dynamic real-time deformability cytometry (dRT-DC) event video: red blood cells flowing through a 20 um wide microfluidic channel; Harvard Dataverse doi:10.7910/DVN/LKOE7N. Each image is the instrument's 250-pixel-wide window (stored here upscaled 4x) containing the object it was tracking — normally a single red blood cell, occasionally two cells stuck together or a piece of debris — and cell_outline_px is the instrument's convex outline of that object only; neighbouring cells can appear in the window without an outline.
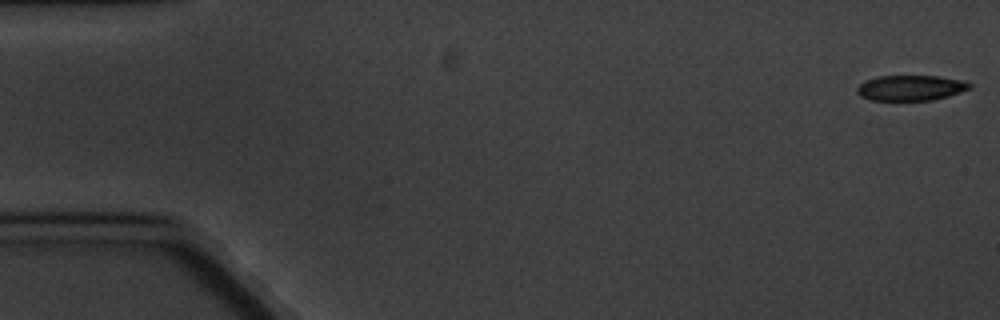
{"species": "common noctule bat (a hibernating species)", "species_latin": "Nyctalus noctula", "temperature_condition": "cold", "stored_images_in_passage": 6, "camera_frame_rate_fps": 3000, "um_per_image_px": 0.085, "animal": {"sex": "male", "body_mass_g": 20.1, "forearm_length_mm": 53.5}, "frame": {"image": 1, "passage_image": 1, "time_ms": 0.0, "image_size_px": [1000, 320], "cell_outline_px": [[972, 88], [948, 96], [932, 100], [872, 100], [860, 96], [856, 92], [856, 88], [864, 80], [876, 76], [940, 76], [960, 80], [972, 84]], "centroid_in_image_um": [77.38, 7.46], "position_along_channel_um": 7.6, "area_um2": 16.7}}
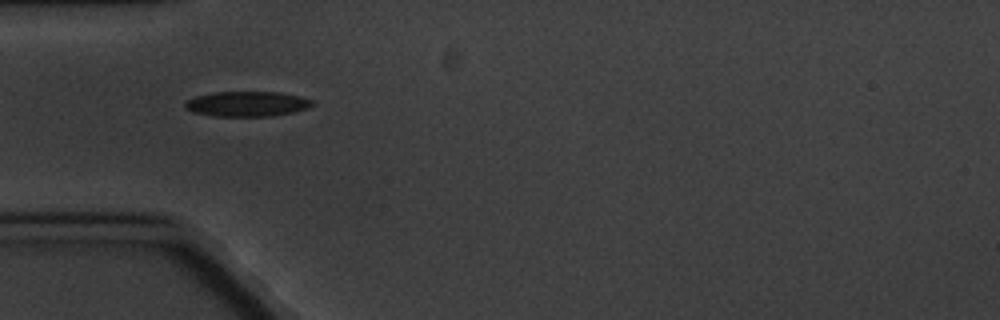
{"frame": {"image": 2, "passage_image": 5, "time_ms": 5.667, "image_size_px": [1000, 320], "cell_outline_px": [[312, 104], [308, 108], [292, 112], [272, 116], [212, 116], [192, 112], [184, 108], [184, 104], [188, 100], [196, 96], [212, 92], [280, 92], [300, 96], [312, 100]], "centroid_in_image_um": [20.96, 8.83], "position_along_channel_um": 64.0, "area_um2": 18.61}}